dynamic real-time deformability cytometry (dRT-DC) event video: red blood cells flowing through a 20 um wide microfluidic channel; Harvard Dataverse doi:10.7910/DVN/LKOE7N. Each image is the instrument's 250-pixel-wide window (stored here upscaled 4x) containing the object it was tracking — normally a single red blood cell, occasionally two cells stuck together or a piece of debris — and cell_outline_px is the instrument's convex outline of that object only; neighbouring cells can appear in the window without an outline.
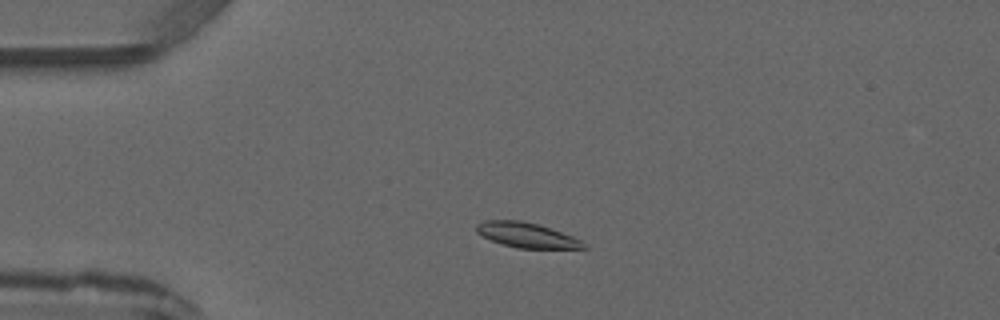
{"species": "common noctule bat (a hibernating species)", "species_latin": "Nyctalus noctula", "temperature_condition": "warm", "stored_images_in_passage": 4, "camera_frame_rate_fps": 3000, "um_per_image_px": 0.085, "animal": {"sex": "male", "forearm_length_mm": 52.5}, "frame": {"image": 1, "passage_image": 2, "time_ms": 1.0, "image_size_px": [1000, 320], "cell_outline_px": [[588, 248], [516, 248], [500, 244], [476, 232], [476, 224], [484, 220], [520, 220], [536, 224], [572, 236], [580, 240]], "centroid_in_image_um": [44.71, 19.98], "position_along_channel_um": 40.3, "area_um2": 15.32}}
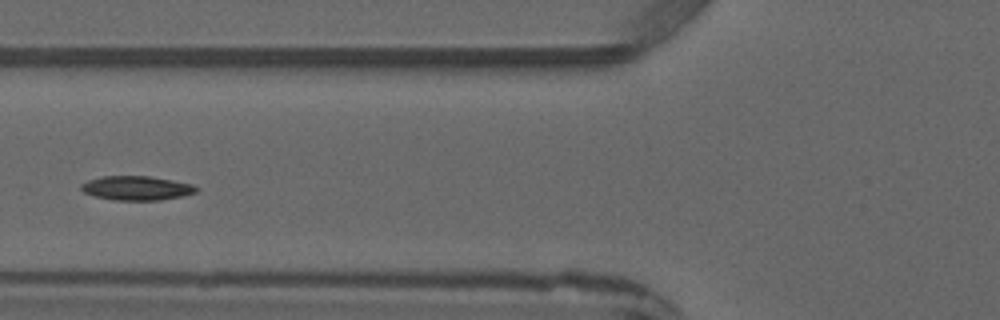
{"frame": {"image": 2, "passage_image": 4, "time_ms": 3.333, "image_size_px": [1000, 320], "cell_outline_px": [[200, 188], [196, 192], [184, 196], [160, 200], [112, 200], [96, 196], [84, 192], [80, 188], [80, 184], [88, 180], [100, 176], [148, 176], [172, 180], [192, 184]], "centroid_in_image_um": [11.62, 15.98], "position_along_channel_um": 114.2, "area_um2": 16.3}}